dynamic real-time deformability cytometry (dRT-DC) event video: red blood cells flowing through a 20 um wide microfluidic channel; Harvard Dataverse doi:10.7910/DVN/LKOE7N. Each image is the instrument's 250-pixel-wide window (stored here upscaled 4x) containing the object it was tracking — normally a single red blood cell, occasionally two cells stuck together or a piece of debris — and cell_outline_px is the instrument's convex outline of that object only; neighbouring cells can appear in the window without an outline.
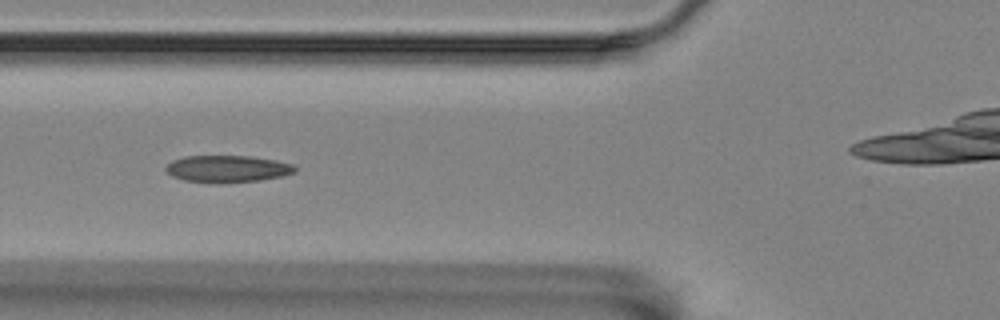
{"species": "Egyptian fruit bat (a non-hibernating species)", "species_latin": "Rousettus aegyptiacus", "temperature_condition": "room temperature", "stored_images_in_passage": 12, "camera_frame_rate_fps": 3000, "um_per_image_px": 0.085, "animal": {"sex": "female"}, "frame": {"image": 1, "passage_image": 6, "time_ms": 1.667, "image_size_px": [1000, 320], "cell_outline_px": [[296, 172], [280, 176], [260, 180], [220, 184], [216, 184], [184, 180], [172, 176], [164, 168], [172, 160], [184, 156], [248, 156], [276, 160], [292, 164], [296, 168]], "centroid_in_image_um": [19.3, 14.36], "position_along_channel_um": 106.5, "area_um2": 20.4}}
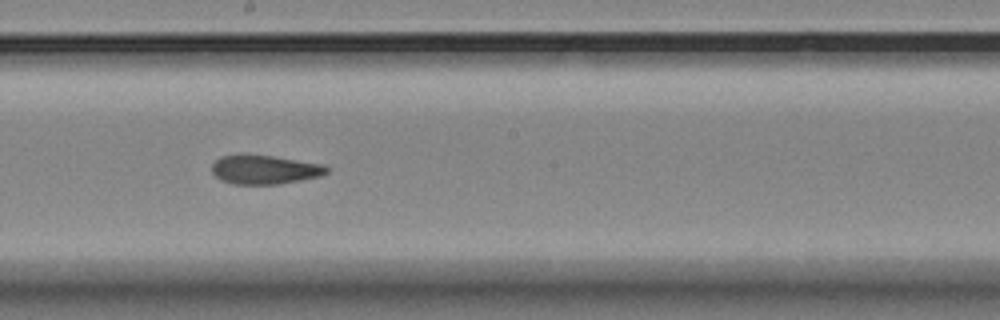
{"frame": {"image": 2, "passage_image": 9, "time_ms": 2.667, "image_size_px": [1000, 320], "cell_outline_px": [[328, 172], [320, 176], [280, 184], [232, 184], [220, 180], [212, 172], [212, 164], [220, 156], [240, 152], [244, 152], [272, 156], [320, 164], [328, 168]], "centroid_in_image_um": [22.4, 14.39], "position_along_channel_um": 225.8, "area_um2": 19.71}}
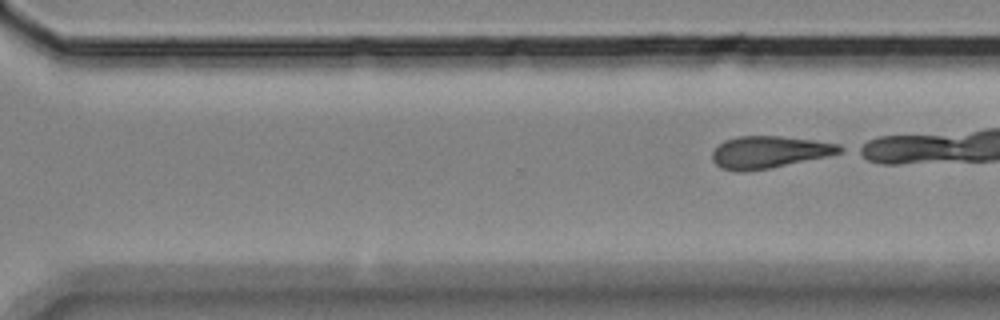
{"frame": {"image": 3, "passage_image": 12, "time_ms": 3.667, "image_size_px": [1000, 320], "cell_outline_px": [[848, 148], [840, 152], [828, 156], [768, 168], [720, 168], [712, 160], [712, 152], [724, 140], [736, 136], [780, 136], [812, 140], [840, 144]], "centroid_in_image_um": [65.45, 12.88], "position_along_channel_um": 305.2, "area_um2": 23.06}}